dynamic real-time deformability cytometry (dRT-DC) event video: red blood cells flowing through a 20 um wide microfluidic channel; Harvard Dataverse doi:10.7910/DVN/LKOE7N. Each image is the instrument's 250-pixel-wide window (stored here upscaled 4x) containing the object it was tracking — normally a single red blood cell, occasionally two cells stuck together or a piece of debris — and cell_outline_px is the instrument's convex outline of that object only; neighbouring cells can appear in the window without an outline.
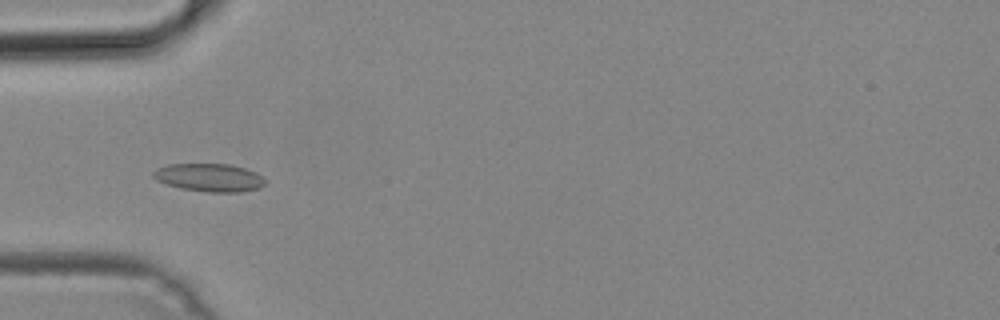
{"species": "common noctule bat (a hibernating species)", "species_latin": "Nyctalus noctula", "temperature_condition": "cold", "stored_images_in_passage": 51, "camera_frame_rate_fps": 3000, "um_per_image_px": 0.085, "animal": {"sex": "male", "body_mass_g": 19.2, "forearm_length_mm": 51.8}, "frame": {"image": 1, "passage_image": 17, "time_ms": 5.333, "image_size_px": [1000, 320], "cell_outline_px": [[268, 184], [260, 188], [240, 192], [208, 192], [180, 188], [156, 180], [152, 176], [152, 172], [156, 168], [168, 164], [228, 164], [244, 168], [256, 172], [264, 176], [268, 180]], "centroid_in_image_um": [17.85, 15.09], "position_along_channel_um": 67.2, "area_um2": 18.55}}
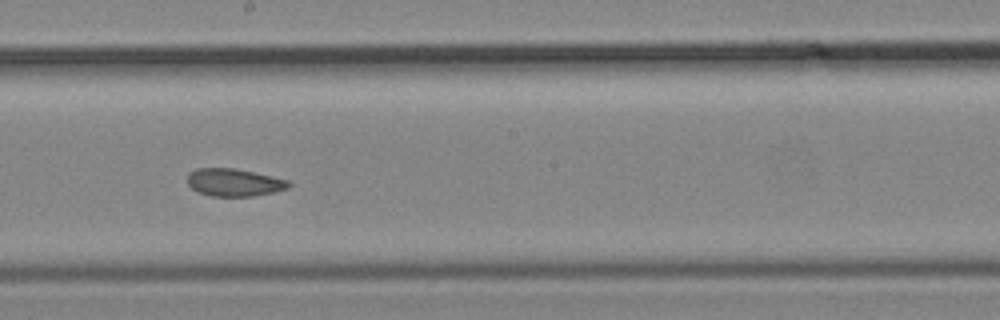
{"frame": {"image": 2, "passage_image": 29, "time_ms": 9.333, "image_size_px": [1000, 320], "cell_outline_px": [[292, 184], [288, 188], [272, 192], [252, 196], [212, 196], [196, 192], [188, 184], [188, 172], [196, 168], [236, 168], [288, 180]], "centroid_in_image_um": [19.87, 15.5], "position_along_channel_um": 228.3, "area_um2": 16.3}}
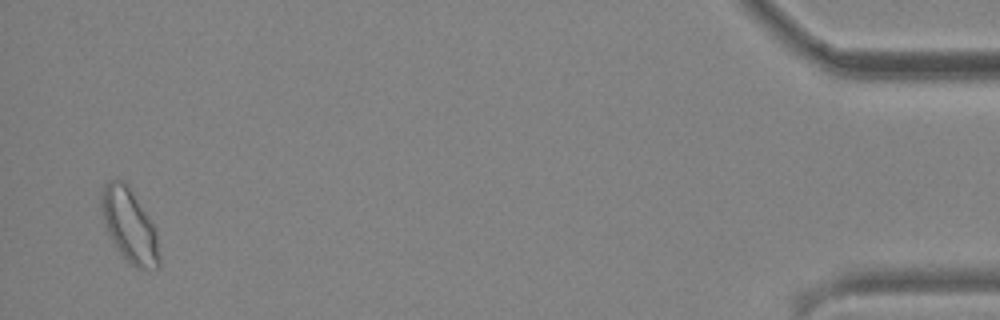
{"frame": {"image": 3, "passage_image": 50, "time_ms": 16.333, "image_size_px": [1000, 320], "cell_outline_px": [[160, 268], [136, 268], [120, 252], [108, 232], [100, 212], [100, 188], [108, 180], [120, 180], [128, 184], [152, 224], [156, 232], [160, 256]], "centroid_in_image_um": [10.97, 19.13], "position_along_channel_um": 424.2, "area_um2": 24.57}}